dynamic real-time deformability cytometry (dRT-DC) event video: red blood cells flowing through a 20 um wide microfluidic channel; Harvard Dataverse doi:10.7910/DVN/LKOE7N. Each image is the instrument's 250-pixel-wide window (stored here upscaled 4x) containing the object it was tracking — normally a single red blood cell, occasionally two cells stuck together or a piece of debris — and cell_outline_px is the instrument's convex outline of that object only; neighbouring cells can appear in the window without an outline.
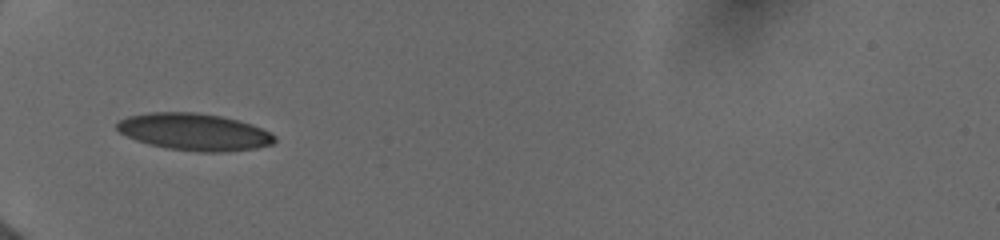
{"species": "human", "species_latin": "Homo sapiens", "temperature_condition": "cold", "stored_images_in_passage": 42, "camera_frame_rate_fps": 3000, "um_per_image_px": 0.085, "donor": {"sex": "female"}, "frame": {"image": 1, "passage_image": 1, "time_ms": 0.0, "image_size_px": [1000, 240], "cell_outline_px": [[276, 140], [272, 144], [256, 148], [220, 152], [196, 152], [168, 148], [148, 144], [136, 140], [120, 132], [116, 128], [116, 124], [120, 120], [128, 116], [148, 112], [196, 112], [220, 116], [252, 124], [276, 136]], "centroid_in_image_um": [16.5, 11.21], "position_along_channel_um": 68.5, "area_um2": 33.87}}
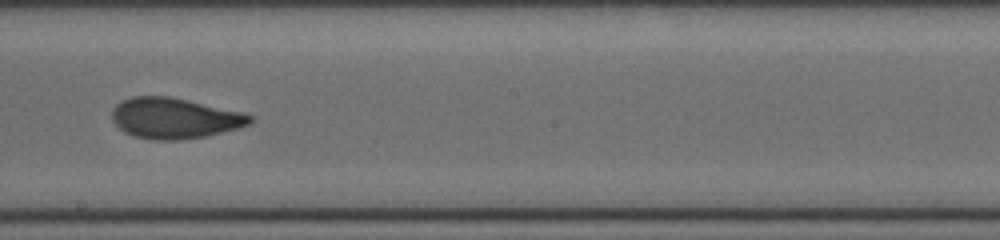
{"frame": {"image": 2, "passage_image": 17, "time_ms": 4.333, "image_size_px": [1000, 240], "cell_outline_px": [[252, 124], [240, 128], [204, 136], [180, 140], [152, 140], [132, 136], [124, 132], [112, 120], [112, 108], [116, 104], [132, 96], [168, 96], [244, 112], [252, 116]], "centroid_in_image_um": [14.84, 10.05], "position_along_channel_um": 233.4, "area_um2": 32.83}}
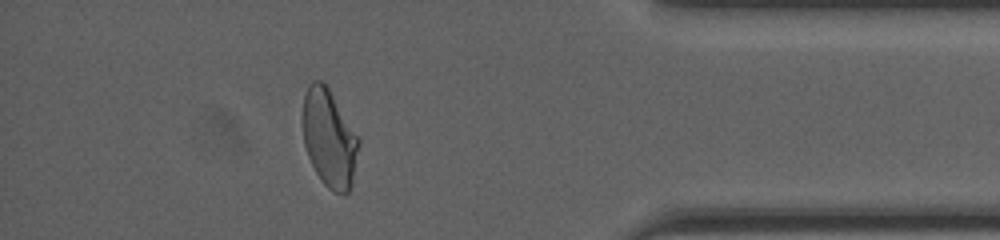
{"frame": {"image": 3, "passage_image": 36, "time_ms": 9.333, "image_size_px": [1000, 240], "cell_outline_px": [[360, 144], [352, 184], [348, 192], [344, 196], [332, 192], [324, 184], [316, 172], [308, 156], [304, 144], [304, 96], [308, 84], [312, 80], [320, 80], [328, 88], [360, 136]], "centroid_in_image_um": [28.03, 11.79], "position_along_channel_um": 407.2, "area_um2": 31.96}, "authors_computed_cell_mechanics": {"area_um2": 32.657, "velocity_mm_per_s": 3.9857, "shape_relaxation_time_tau1_ms": 7.2055, "shape_relaxation_time_tau2_ms": 0.9702, "deformation_change_tau1": 0.2073, "deformation_change_tau2": 0.0561}}